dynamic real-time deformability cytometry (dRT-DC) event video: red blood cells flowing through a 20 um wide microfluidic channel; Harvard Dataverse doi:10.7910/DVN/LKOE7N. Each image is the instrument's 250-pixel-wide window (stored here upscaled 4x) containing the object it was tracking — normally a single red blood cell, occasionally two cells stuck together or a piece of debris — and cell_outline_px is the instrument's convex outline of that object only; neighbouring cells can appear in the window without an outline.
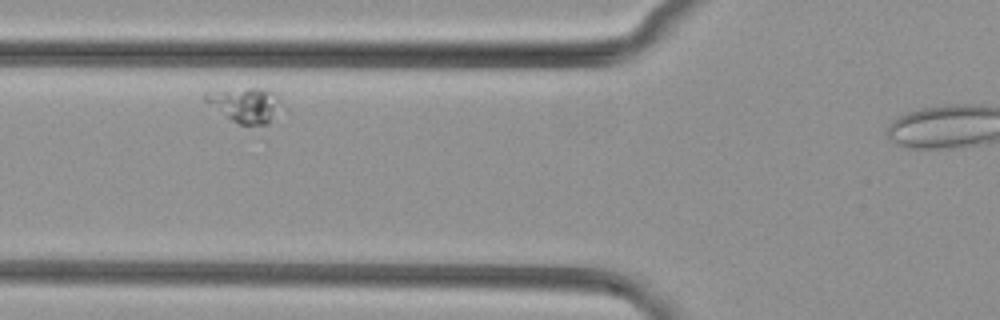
{"species": "common noctule bat (a hibernating species)", "species_latin": "Nyctalus noctula", "temperature_condition": "cold", "stored_images_in_passage": 7, "camera_frame_rate_fps": 3000, "um_per_image_px": 0.085, "animal": {"sex": "female", "body_mass_g": 29.2, "forearm_length_mm": 56.3}, "frame": {"image": 1, "passage_image": 2, "time_ms": 0.333, "image_size_px": [1000, 320], "cell_outline_px": [[276, 96], [268, 124], [240, 124], [232, 120], [204, 100], [204, 92], [248, 88], [268, 88]], "centroid_in_image_um": [20.71, 8.87], "position_along_channel_um": 105.1, "area_um2": 14.1}}
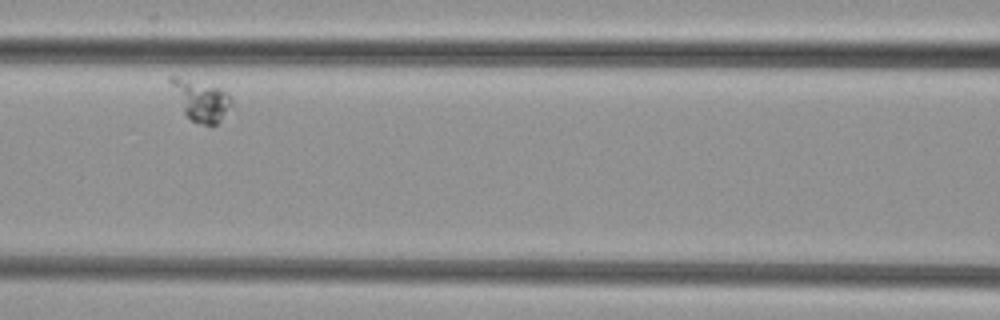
{"frame": {"image": 2, "passage_image": 3, "time_ms": 0.667, "image_size_px": [1000, 320], "cell_outline_px": [[232, 104], [220, 120], [216, 124], [200, 124], [192, 120], [184, 112], [168, 80], [168, 76], [176, 76], [220, 88], [228, 92], [232, 100]], "centroid_in_image_um": [17.08, 8.51], "position_along_channel_um": 149.5, "area_um2": 13.99}}
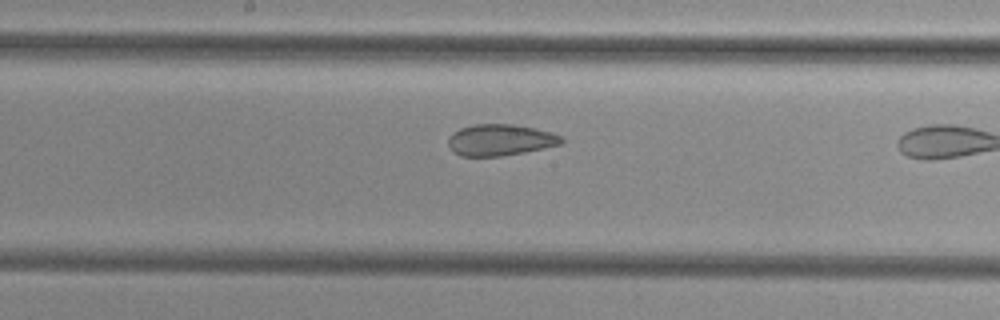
{"frame": {"image": 3, "passage_image": 5, "time_ms": 1.333, "image_size_px": [1000, 320], "cell_outline_px": [[564, 140], [560, 144], [544, 148], [524, 152], [500, 156], [460, 156], [452, 152], [448, 144], [448, 140], [452, 132], [460, 128], [472, 124], [516, 124], [552, 132], [564, 136]], "centroid_in_image_um": [42.51, 11.89], "position_along_channel_um": 205.7, "area_um2": 20.92}}